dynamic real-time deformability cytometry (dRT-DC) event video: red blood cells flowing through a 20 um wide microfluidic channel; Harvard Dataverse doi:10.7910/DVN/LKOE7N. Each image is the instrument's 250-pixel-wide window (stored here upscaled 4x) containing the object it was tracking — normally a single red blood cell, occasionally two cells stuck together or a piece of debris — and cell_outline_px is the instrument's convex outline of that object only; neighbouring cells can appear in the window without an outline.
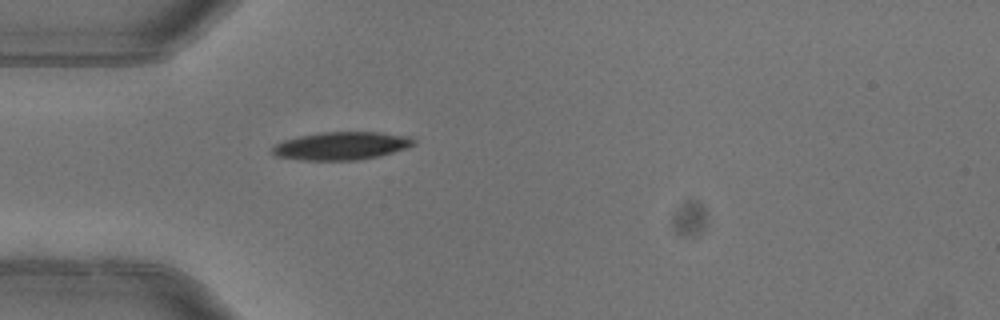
{"species": "common noctule bat (a hibernating species)", "species_latin": "Nyctalus noctula", "temperature_condition": "warm", "stored_images_in_passage": 1, "camera_frame_rate_fps": 3000, "um_per_image_px": 0.085, "animal": {"sex": "female"}, "frame": {"image": 1, "passage_image": 1, "time_ms": 0.0, "image_size_px": [1000, 320], "cell_outline_px": [[416, 144], [408, 148], [380, 156], [356, 160], [304, 160], [276, 156], [272, 152], [272, 148], [276, 144], [284, 140], [300, 136], [320, 132], [380, 132], [412, 136], [416, 140]], "centroid_in_image_um": [29.1, 12.39], "position_along_channel_um": 55.9, "area_um2": 23.18}}